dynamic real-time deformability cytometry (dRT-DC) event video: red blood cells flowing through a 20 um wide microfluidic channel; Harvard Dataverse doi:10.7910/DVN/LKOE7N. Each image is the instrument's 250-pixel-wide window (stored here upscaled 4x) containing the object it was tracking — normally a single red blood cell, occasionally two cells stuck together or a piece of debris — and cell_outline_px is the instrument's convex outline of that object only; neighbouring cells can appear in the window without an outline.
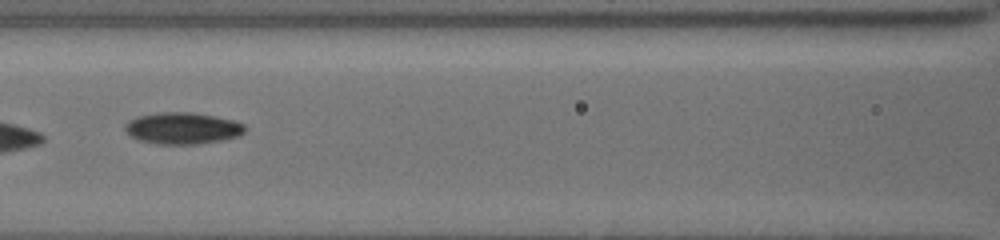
{"species": "common noctule bat (a hibernating species)", "species_latin": "Nyctalus noctula", "temperature_condition": "cold", "stored_images_in_passage": 10, "camera_frame_rate_fps": 3000, "um_per_image_px": 0.085, "animal": {"sex": "female", "body_mass_g": 19.5, "forearm_length_mm": 54.1}, "frame": {"image": 1, "passage_image": 10, "time_ms": 9.333, "image_size_px": [1000, 240], "cell_outline_px": [[248, 128], [240, 136], [224, 140], [200, 144], [156, 144], [140, 140], [132, 136], [124, 128], [124, 124], [128, 120], [136, 116], [160, 112], [192, 112], [232, 120], [244, 124]], "centroid_in_image_um": [15.53, 10.9], "position_along_channel_um": 151.1, "area_um2": 22.25}}